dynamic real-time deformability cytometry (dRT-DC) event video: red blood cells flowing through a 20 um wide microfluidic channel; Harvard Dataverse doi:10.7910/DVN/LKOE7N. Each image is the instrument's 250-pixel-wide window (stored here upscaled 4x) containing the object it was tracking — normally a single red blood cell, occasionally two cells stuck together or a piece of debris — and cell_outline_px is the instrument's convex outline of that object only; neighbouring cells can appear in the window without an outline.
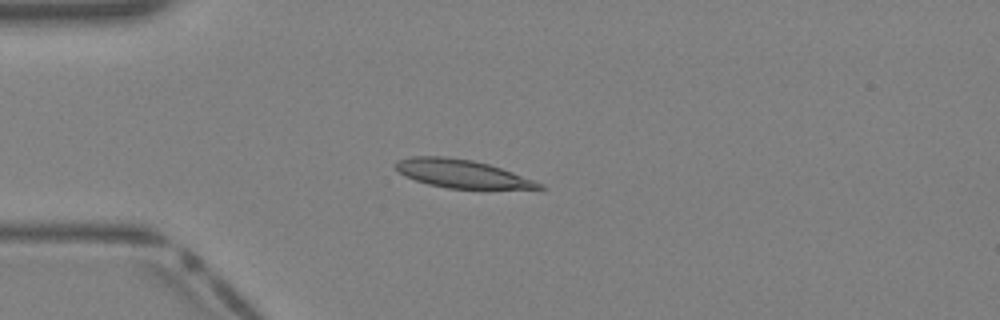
{"species": "Egyptian fruit bat (a non-hibernating species)", "species_latin": "Rousettus aegyptiacus", "temperature_condition": "warm", "stored_images_in_passage": 39, "camera_frame_rate_fps": 3000, "um_per_image_px": 0.085, "animal": {"sex": "female"}, "frame": {"image": 1, "passage_image": 10, "time_ms": 3.0, "image_size_px": [1000, 320], "cell_outline_px": [[544, 188], [448, 188], [428, 184], [404, 176], [392, 164], [396, 160], [412, 156], [444, 156], [472, 160], [488, 164], [512, 172], [544, 184]], "centroid_in_image_um": [39.17, 14.74], "position_along_channel_um": 45.8, "area_um2": 23.24}}
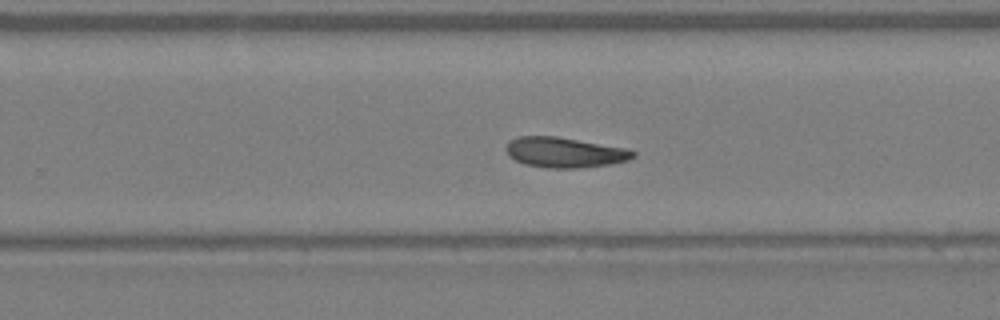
{"frame": {"image": 2, "passage_image": 25, "time_ms": 8.0, "image_size_px": [1000, 320], "cell_outline_px": [[636, 156], [628, 160], [612, 164], [576, 168], [548, 168], [524, 164], [508, 156], [504, 148], [508, 140], [516, 136], [556, 136], [624, 148], [636, 152]], "centroid_in_image_um": [47.93, 12.95], "position_along_channel_um": 281.9, "area_um2": 22.48}}
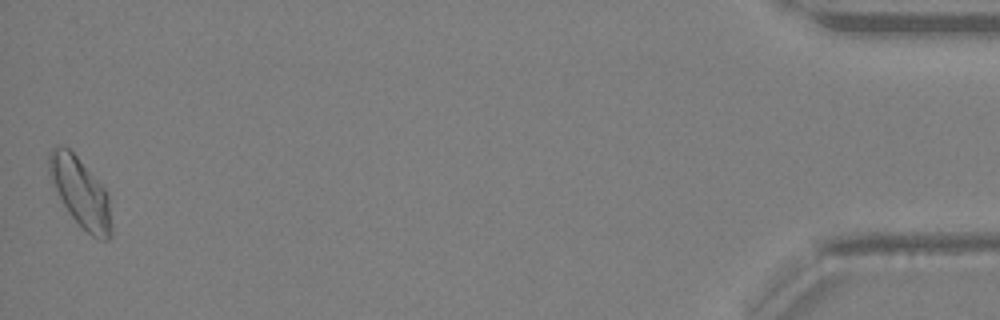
{"frame": {"image": 3, "passage_image": 39, "time_ms": 12.667, "image_size_px": [1000, 320], "cell_outline_px": [[112, 236], [108, 240], [100, 240], [92, 236], [68, 212], [48, 172], [48, 156], [52, 148], [68, 148], [76, 156], [104, 188], [108, 196], [112, 224]], "centroid_in_image_um": [6.87, 16.41], "position_along_channel_um": 428.3, "area_um2": 24.39}}